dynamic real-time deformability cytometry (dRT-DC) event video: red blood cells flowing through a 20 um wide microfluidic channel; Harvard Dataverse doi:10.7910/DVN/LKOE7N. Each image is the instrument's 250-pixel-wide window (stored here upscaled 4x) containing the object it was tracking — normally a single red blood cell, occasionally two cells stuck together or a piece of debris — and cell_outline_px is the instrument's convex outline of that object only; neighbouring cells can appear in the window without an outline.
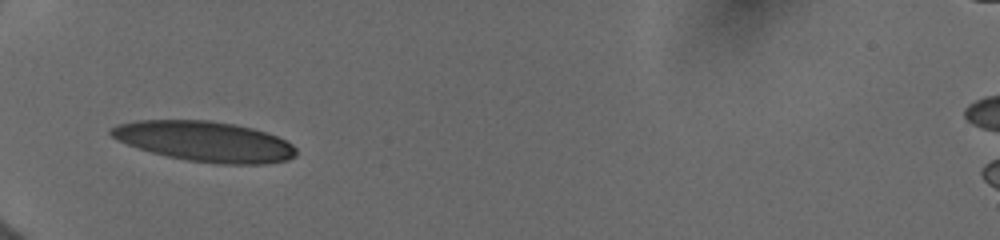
{"species": "human", "species_latin": "Homo sapiens", "temperature_condition": "cold", "stored_images_in_passage": 29, "camera_frame_rate_fps": 3000, "um_per_image_px": 0.085, "donor": {"sex": "female"}, "frame": {"image": 1, "passage_image": 1, "time_ms": 0.0, "image_size_px": [1000, 240], "cell_outline_px": [[296, 156], [288, 160], [268, 164], [216, 164], [188, 160], [168, 156], [152, 152], [116, 140], [108, 132], [108, 128], [120, 124], [136, 120], [208, 120], [236, 124], [268, 132], [292, 144], [296, 148]], "centroid_in_image_um": [17.43, 12.02], "position_along_channel_um": 67.6, "area_um2": 43.52}}
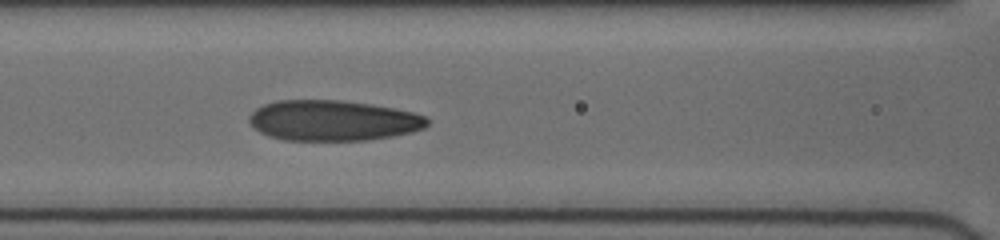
{"frame": {"image": 2, "passage_image": 17, "time_ms": 2.0, "image_size_px": [1000, 240], "cell_outline_px": [[428, 124], [424, 128], [412, 132], [392, 136], [368, 140], [284, 140], [268, 136], [252, 128], [248, 120], [248, 116], [256, 108], [264, 104], [276, 100], [340, 100], [372, 104], [412, 112], [428, 116]], "centroid_in_image_um": [28.28, 10.24], "position_along_channel_um": 138.3, "area_um2": 42.31}}
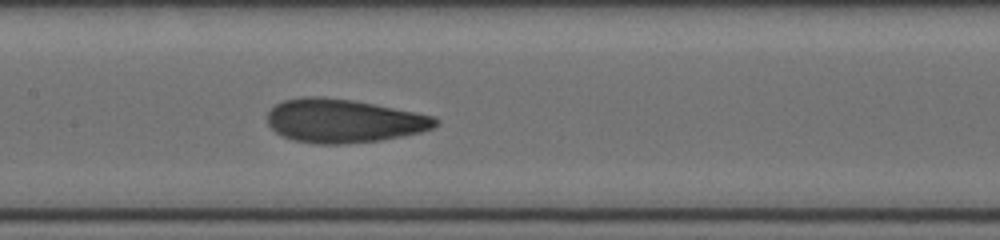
{"frame": {"image": 3, "passage_image": 25, "time_ms": 3.0, "image_size_px": [1000, 240], "cell_outline_px": [[440, 120], [432, 128], [420, 132], [380, 140], [344, 144], [316, 144], [292, 140], [280, 136], [268, 124], [268, 112], [276, 104], [284, 100], [304, 96], [320, 96], [352, 100], [432, 116]], "centroid_in_image_um": [29.14, 10.28], "position_along_channel_um": 178.3, "area_um2": 42.37}}